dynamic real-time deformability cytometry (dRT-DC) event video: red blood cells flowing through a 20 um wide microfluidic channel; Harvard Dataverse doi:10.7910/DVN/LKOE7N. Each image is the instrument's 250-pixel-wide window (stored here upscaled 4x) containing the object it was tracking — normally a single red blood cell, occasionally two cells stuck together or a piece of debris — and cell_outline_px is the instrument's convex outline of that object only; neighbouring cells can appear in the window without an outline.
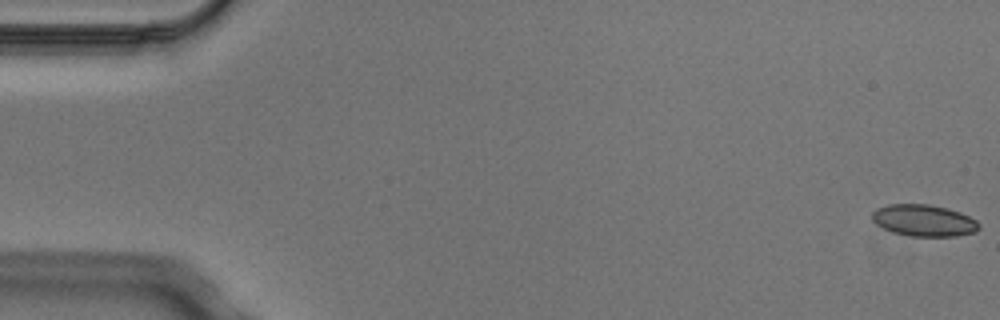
{"species": "Egyptian fruit bat (a non-hibernating species)", "species_latin": "Rousettus aegyptiacus", "temperature_condition": "cold", "stored_images_in_passage": 5, "segment_of_instrument_passage": [2, 2], "camera_frame_rate_fps": 3000, "um_per_image_px": 0.085, "animal": {"sex": "male"}, "frame": {"image": 1, "passage_image": 5, "time_ms": 1.333, "image_size_px": [1000, 320], "cell_outline_px": [[980, 228], [976, 232], [956, 236], [912, 236], [892, 232], [876, 224], [872, 220], [872, 212], [876, 208], [888, 204], [928, 204], [948, 208], [960, 212], [976, 220], [980, 224]], "centroid_in_image_um": [78.53, 18.73], "position_along_channel_um": 6.5, "area_um2": 19.83}}